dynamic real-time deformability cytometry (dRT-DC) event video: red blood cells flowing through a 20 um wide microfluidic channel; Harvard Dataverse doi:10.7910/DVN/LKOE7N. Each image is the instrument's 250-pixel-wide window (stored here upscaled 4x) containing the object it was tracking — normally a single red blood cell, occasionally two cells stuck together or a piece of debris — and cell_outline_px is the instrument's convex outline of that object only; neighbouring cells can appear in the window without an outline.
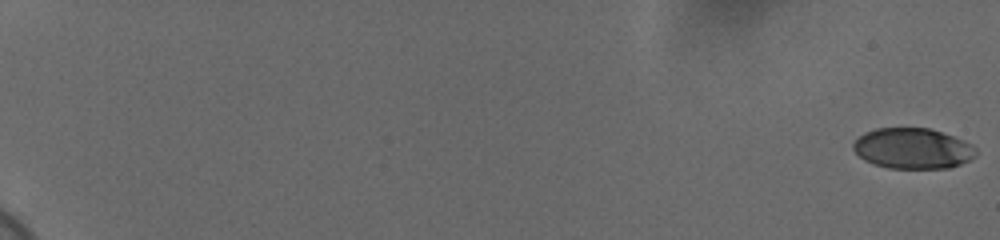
{"species": "human", "species_latin": "Homo sapiens", "temperature_condition": "cold", "stored_images_in_passage": 60, "camera_frame_rate_fps": 3000, "um_per_image_px": 0.085, "donor": {"sex": "female"}, "frame": {"image": 1, "passage_image": 1, "time_ms": 0.0, "image_size_px": [1000, 240], "cell_outline_px": [[976, 156], [960, 164], [948, 168], [888, 168], [872, 164], [864, 160], [852, 148], [852, 144], [864, 132], [876, 128], [928, 128], [964, 140], [972, 144], [976, 148]], "centroid_in_image_um": [77.57, 12.62], "position_along_channel_um": 7.4, "area_um2": 29.02}}
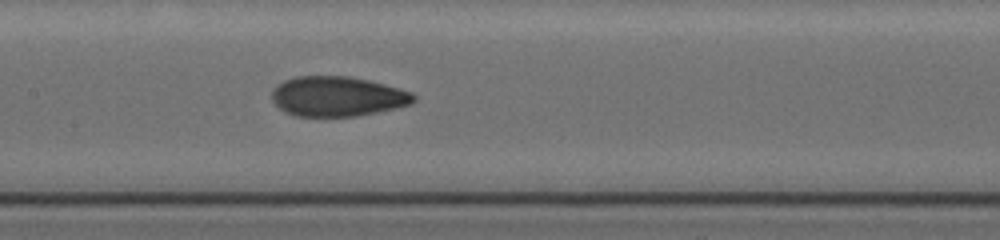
{"frame": {"image": 2, "passage_image": 34, "time_ms": 11.0, "image_size_px": [1000, 240], "cell_outline_px": [[416, 100], [412, 104], [396, 108], [356, 116], [296, 116], [284, 112], [272, 100], [272, 88], [276, 84], [284, 80], [296, 76], [348, 76], [368, 80], [400, 88], [412, 92], [416, 96]], "centroid_in_image_um": [28.68, 8.19], "position_along_channel_um": 178.7, "area_um2": 33.18}}
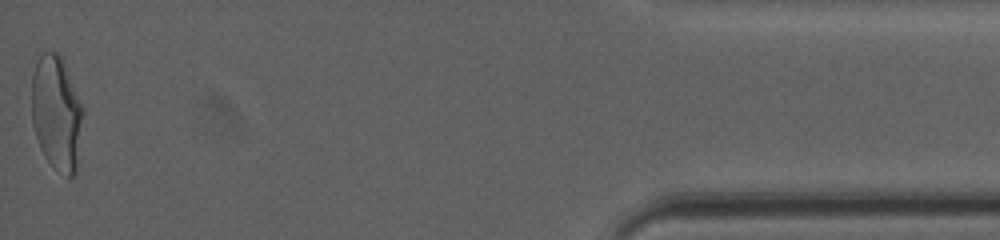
{"frame": {"image": 3, "passage_image": 60, "time_ms": 19.667, "image_size_px": [1000, 240], "cell_outline_px": [[84, 108], [80, 164], [76, 176], [68, 176], [52, 164], [44, 156], [40, 148], [32, 124], [32, 72], [36, 60], [40, 52], [60, 52]], "centroid_in_image_um": [4.85, 9.6], "position_along_channel_um": 430.4, "area_um2": 35.26}, "authors_computed_cell_mechanics": {"area_um2": 32.2524, "velocity_mm_per_s": 3.7012, "shape_relaxation_time_tau1_ms": 5.813, "shape_relaxation_time_tau2_ms": 1.2063, "deformation_change_tau1": 0.1832, "deformation_change_tau2": 0.0691}}